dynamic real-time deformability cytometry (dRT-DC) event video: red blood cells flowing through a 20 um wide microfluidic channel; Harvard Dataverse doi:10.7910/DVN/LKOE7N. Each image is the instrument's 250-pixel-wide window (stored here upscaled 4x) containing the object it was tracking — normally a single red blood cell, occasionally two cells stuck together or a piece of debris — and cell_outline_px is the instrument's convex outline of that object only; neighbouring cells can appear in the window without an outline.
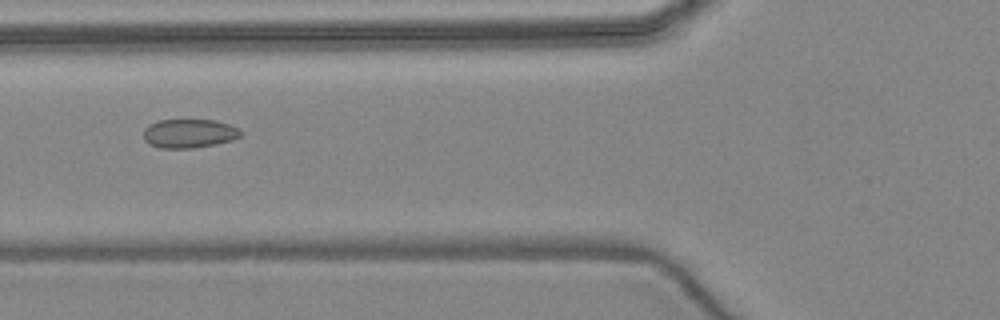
{"species": "common noctule bat (a hibernating species)", "species_latin": "Nyctalus noctula", "temperature_condition": "warm", "stored_images_in_passage": 5, "camera_frame_rate_fps": 3000, "um_per_image_px": 0.085, "animal": {"sex": "female", "body_mass_g": 24.6, "forearm_length_mm": 56.2}, "frame": {"image": 1, "passage_image": 5, "time_ms": 8.333, "image_size_px": [1000, 320], "cell_outline_px": [[244, 132], [240, 136], [232, 140], [216, 144], [192, 148], [160, 148], [148, 144], [144, 140], [144, 128], [148, 124], [156, 120], [216, 120], [240, 128]], "centroid_in_image_um": [16.07, 11.34], "position_along_channel_um": 109.7, "area_um2": 16.59}}